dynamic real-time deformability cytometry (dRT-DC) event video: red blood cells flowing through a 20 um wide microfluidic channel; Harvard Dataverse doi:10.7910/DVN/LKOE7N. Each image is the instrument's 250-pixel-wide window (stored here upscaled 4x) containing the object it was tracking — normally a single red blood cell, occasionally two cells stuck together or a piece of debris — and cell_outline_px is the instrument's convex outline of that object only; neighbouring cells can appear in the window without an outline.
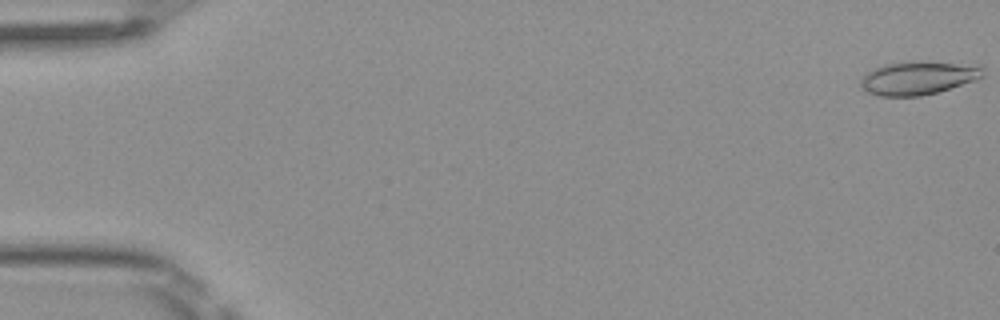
{"species": "Egyptian fruit bat (a non-hibernating species)", "species_latin": "Rousettus aegyptiacus", "temperature_condition": "room temperature", "stored_images_in_passage": 50, "camera_frame_rate_fps": 3000, "um_per_image_px": 0.085, "frame": {"image": 1, "passage_image": 1, "time_ms": 0.0, "image_size_px": [1000, 320], "cell_outline_px": [[984, 76], [976, 80], [936, 92], [920, 96], [880, 96], [868, 92], [860, 88], [860, 80], [868, 72], [884, 64], [912, 60], [920, 60], [984, 68]], "centroid_in_image_um": [77.97, 6.63], "position_along_channel_um": 7.0, "area_um2": 23.47}}
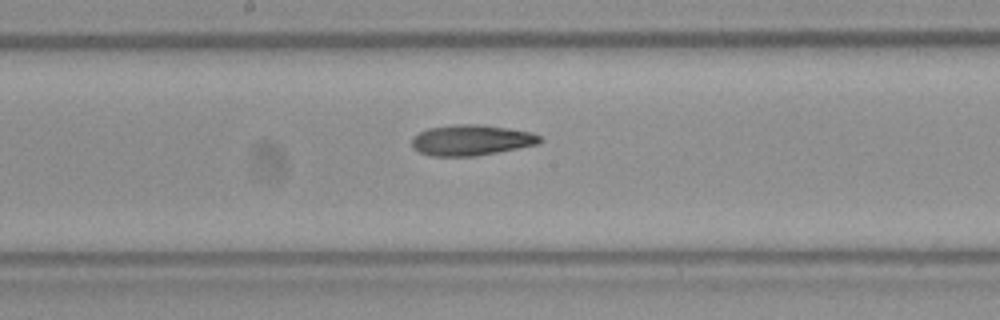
{"frame": {"image": 2, "passage_image": 27, "time_ms": 8.667, "image_size_px": [1000, 320], "cell_outline_px": [[544, 140], [540, 144], [476, 156], [432, 156], [420, 152], [412, 148], [412, 136], [428, 128], [456, 124], [480, 124], [532, 132], [540, 136]], "centroid_in_image_um": [40.07, 11.91], "position_along_channel_um": 208.1, "area_um2": 23.0}}
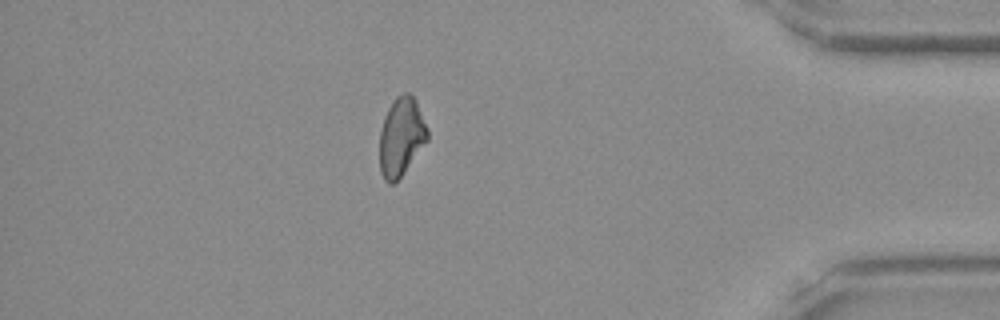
{"frame": {"image": 3, "passage_image": 44, "time_ms": 14.333, "image_size_px": [1000, 320], "cell_outline_px": [[428, 140], [404, 172], [392, 184], [388, 184], [384, 180], [380, 172], [380, 132], [384, 116], [388, 108], [396, 96], [404, 92], [408, 92], [416, 100], [428, 128]], "centroid_in_image_um": [34.1, 11.61], "position_along_channel_um": 401.1, "area_um2": 21.91}, "authors_computed_cell_mechanics": {"area_um2": 22.7154, "velocity_mm_per_s": 4.0814, "shape_relaxation_time_tau1_ms": null, "shape_relaxation_time_tau2_ms": 4.0777, "deformation_change_tau1": null, "deformation_change_tau2": 0.107}}